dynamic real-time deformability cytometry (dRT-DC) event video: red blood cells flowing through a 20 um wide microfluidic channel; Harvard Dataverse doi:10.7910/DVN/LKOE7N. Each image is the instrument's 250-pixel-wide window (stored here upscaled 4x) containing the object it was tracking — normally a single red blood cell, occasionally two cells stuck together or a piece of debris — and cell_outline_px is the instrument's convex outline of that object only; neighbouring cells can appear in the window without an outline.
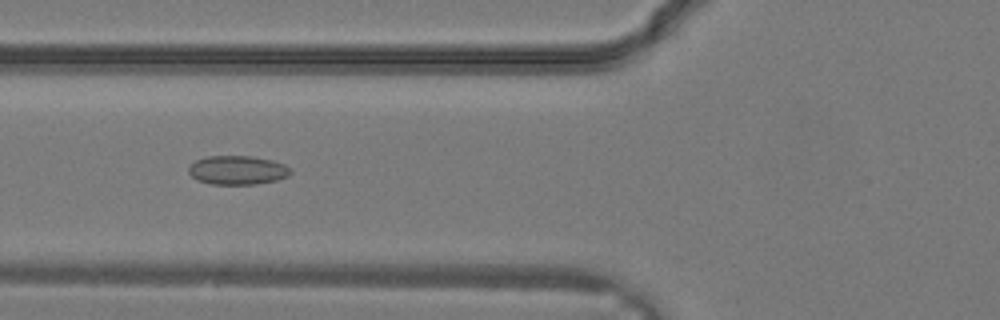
{"species": "common noctule bat (a hibernating species)", "species_latin": "Nyctalus noctula", "temperature_condition": "warm", "stored_images_in_passage": 31, "camera_frame_rate_fps": 3000, "um_per_image_px": 0.085, "animal": {"sex": "male", "body_mass_g": 19.2, "forearm_length_mm": 51.8}, "frame": {"image": 1, "passage_image": 13, "time_ms": 4.0, "image_size_px": [1000, 320], "cell_outline_px": [[292, 172], [288, 176], [276, 180], [256, 184], [212, 184], [196, 180], [188, 172], [188, 168], [196, 160], [208, 156], [252, 156], [272, 160], [284, 164]], "centroid_in_image_um": [20.17, 14.46], "position_along_channel_um": 105.6, "area_um2": 17.11}}
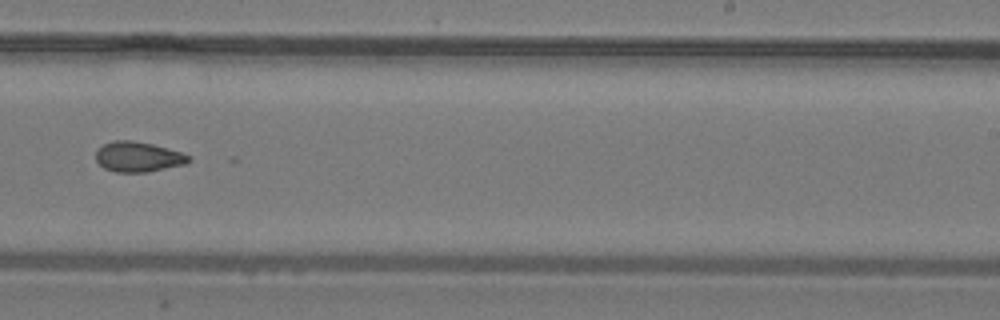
{"frame": {"image": 2, "passage_image": 21, "time_ms": 6.667, "image_size_px": [1000, 320], "cell_outline_px": [[192, 160], [184, 164], [148, 172], [116, 172], [104, 168], [96, 160], [96, 148], [112, 140], [132, 140], [152, 144], [168, 148], [192, 156]], "centroid_in_image_um": [11.73, 13.32], "position_along_channel_um": 277.3, "area_um2": 16.42}}
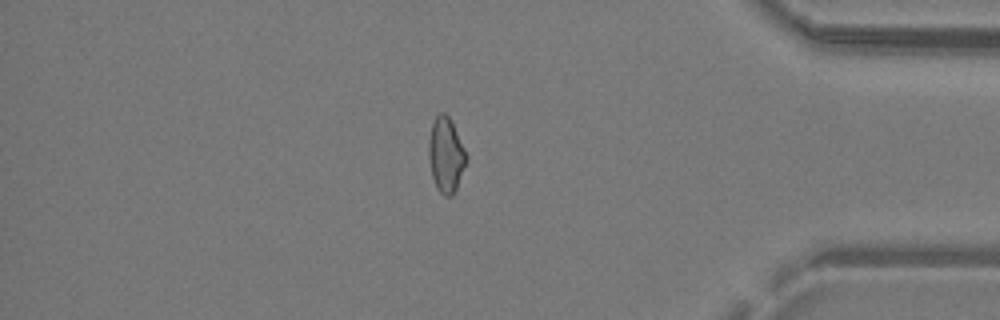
{"frame": {"image": 3, "passage_image": 28, "time_ms": 9.0, "image_size_px": [1000, 320], "cell_outline_px": [[468, 160], [456, 188], [452, 196], [444, 196], [436, 188], [432, 176], [428, 156], [428, 140], [432, 124], [436, 116], [440, 112], [444, 112], [448, 116], [468, 156]], "centroid_in_image_um": [37.89, 13.19], "position_along_channel_um": 397.3, "area_um2": 16.36}}